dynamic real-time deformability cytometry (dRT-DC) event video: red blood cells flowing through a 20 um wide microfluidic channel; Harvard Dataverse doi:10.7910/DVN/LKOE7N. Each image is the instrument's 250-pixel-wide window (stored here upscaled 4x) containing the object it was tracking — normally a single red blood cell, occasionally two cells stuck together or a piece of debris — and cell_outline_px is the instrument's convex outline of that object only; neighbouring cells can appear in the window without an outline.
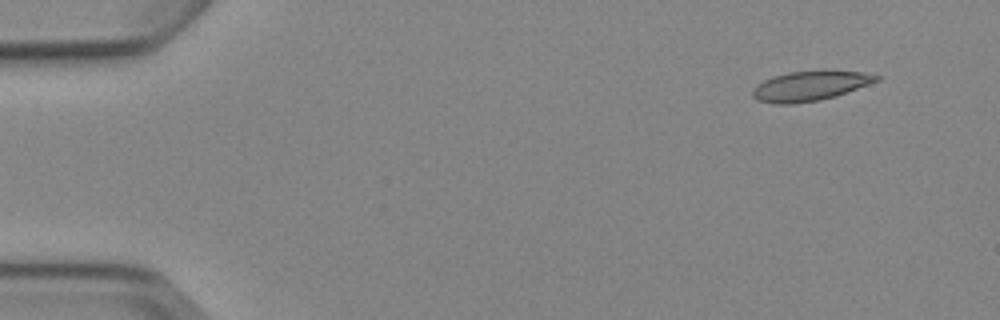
{"species": "Egyptian fruit bat (a non-hibernating species)", "species_latin": "Rousettus aegyptiacus", "temperature_condition": "cold", "stored_images_in_passage": 5, "camera_frame_rate_fps": 3000, "um_per_image_px": 0.085, "animal": {"sex": "female"}, "frame": {"image": 1, "passage_image": 2, "time_ms": 1.333, "image_size_px": [1000, 320], "cell_outline_px": [[880, 80], [836, 96], [820, 100], [792, 104], [772, 104], [756, 100], [752, 96], [752, 88], [756, 84], [772, 76], [788, 72], [824, 68], [864, 72], [880, 76]], "centroid_in_image_um": [68.84, 7.27], "position_along_channel_um": 16.2, "area_um2": 22.31}}
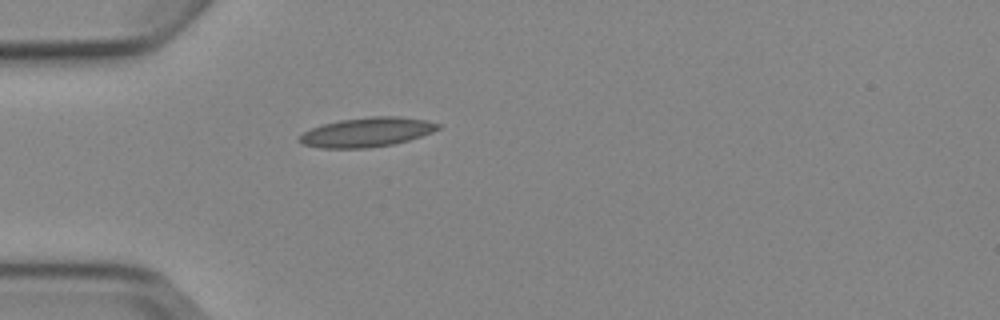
{"frame": {"image": 2, "passage_image": 5, "time_ms": 5.0, "image_size_px": [1000, 320], "cell_outline_px": [[440, 128], [432, 132], [408, 140], [392, 144], [368, 148], [320, 148], [300, 144], [296, 140], [304, 132], [312, 128], [324, 124], [340, 120], [372, 116], [400, 116], [428, 120], [440, 124]], "centroid_in_image_um": [31.17, 11.23], "position_along_channel_um": 53.8, "area_um2": 23.76}}